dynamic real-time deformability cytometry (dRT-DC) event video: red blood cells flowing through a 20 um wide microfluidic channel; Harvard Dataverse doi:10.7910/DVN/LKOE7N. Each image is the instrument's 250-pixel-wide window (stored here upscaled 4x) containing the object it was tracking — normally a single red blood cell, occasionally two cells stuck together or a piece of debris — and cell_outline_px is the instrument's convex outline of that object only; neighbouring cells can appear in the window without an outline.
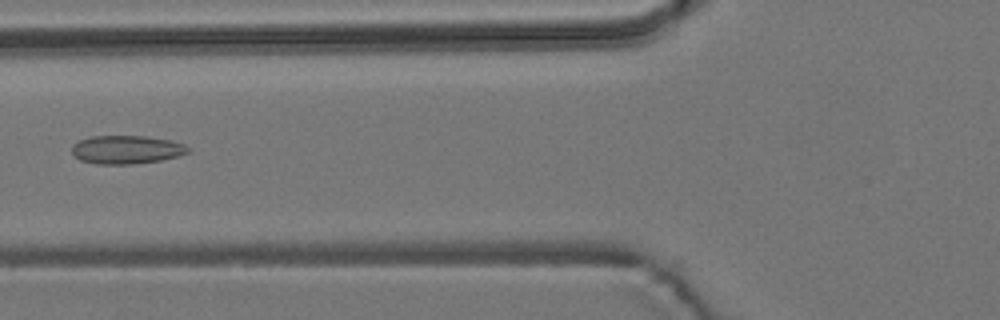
{"species": "common noctule bat (a hibernating species)", "species_latin": "Nyctalus noctula", "temperature_condition": "room temperature", "stored_images_in_passage": 6, "camera_frame_rate_fps": 3000, "um_per_image_px": 0.085, "animal": {"sex": "male", "body_mass_g": 19.2, "forearm_length_mm": 51.8}, "frame": {"image": 1, "passage_image": 6, "time_ms": 1.667, "image_size_px": [1000, 320], "cell_outline_px": [[188, 152], [180, 156], [160, 160], [132, 164], [96, 164], [80, 160], [72, 152], [72, 144], [80, 140], [92, 136], [144, 136], [168, 140], [184, 144], [188, 148]], "centroid_in_image_um": [10.73, 12.72], "position_along_channel_um": 115.1, "area_um2": 19.07}}